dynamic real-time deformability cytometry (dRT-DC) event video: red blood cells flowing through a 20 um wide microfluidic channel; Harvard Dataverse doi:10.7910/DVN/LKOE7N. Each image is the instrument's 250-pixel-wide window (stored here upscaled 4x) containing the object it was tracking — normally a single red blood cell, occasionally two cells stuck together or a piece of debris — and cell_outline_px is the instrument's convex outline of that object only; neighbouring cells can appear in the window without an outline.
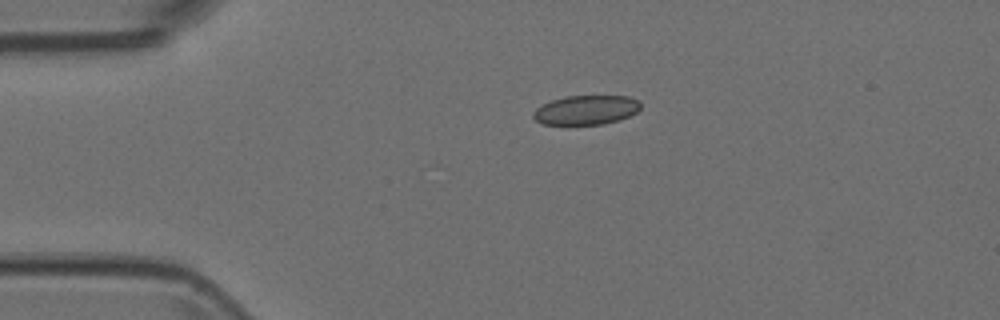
{"species": "Egyptian fruit bat (a non-hibernating species)", "species_latin": "Rousettus aegyptiacus", "temperature_condition": "room temperature", "stored_images_in_passage": 37, "camera_frame_rate_fps": 3000, "um_per_image_px": 0.085, "animal": {"sex": "female"}, "frame": {"image": 1, "passage_image": 1, "time_ms": 0.0, "image_size_px": [1000, 320], "cell_outline_px": [[640, 108], [636, 112], [620, 120], [604, 124], [544, 124], [536, 120], [532, 116], [532, 112], [536, 108], [552, 100], [568, 96], [628, 96], [640, 100]], "centroid_in_image_um": [49.84, 9.34], "position_along_channel_um": 35.2, "area_um2": 18.26}}
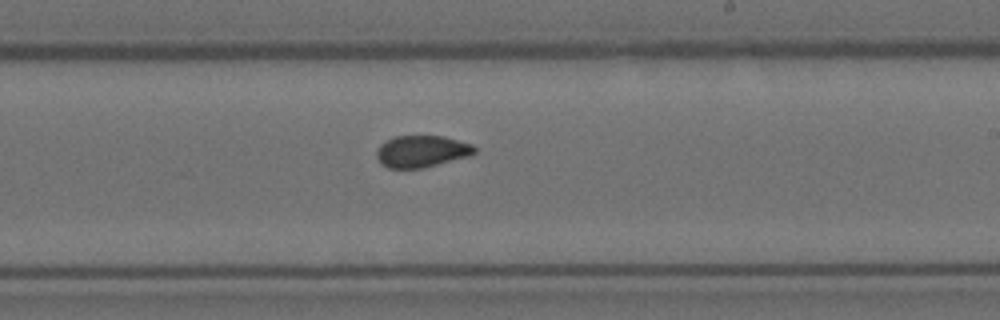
{"frame": {"image": 2, "passage_image": 21, "time_ms": 6.667, "image_size_px": [1000, 320], "cell_outline_px": [[476, 152], [468, 156], [424, 168], [388, 168], [380, 164], [376, 156], [376, 148], [380, 144], [396, 136], [444, 136], [472, 144], [476, 148]], "centroid_in_image_um": [35.82, 12.87], "position_along_channel_um": 253.2, "area_um2": 18.21}}
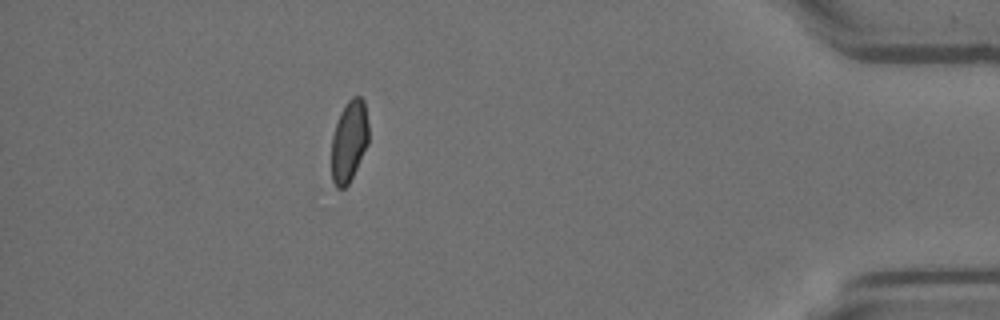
{"frame": {"image": 3, "passage_image": 37, "time_ms": 12.0, "image_size_px": [1000, 320], "cell_outline_px": [[368, 144], [348, 184], [344, 188], [336, 188], [332, 180], [332, 136], [340, 112], [344, 104], [352, 96], [360, 96], [364, 100], [368, 124]], "centroid_in_image_um": [29.67, 11.96], "position_along_channel_um": 405.5, "area_um2": 17.57}}